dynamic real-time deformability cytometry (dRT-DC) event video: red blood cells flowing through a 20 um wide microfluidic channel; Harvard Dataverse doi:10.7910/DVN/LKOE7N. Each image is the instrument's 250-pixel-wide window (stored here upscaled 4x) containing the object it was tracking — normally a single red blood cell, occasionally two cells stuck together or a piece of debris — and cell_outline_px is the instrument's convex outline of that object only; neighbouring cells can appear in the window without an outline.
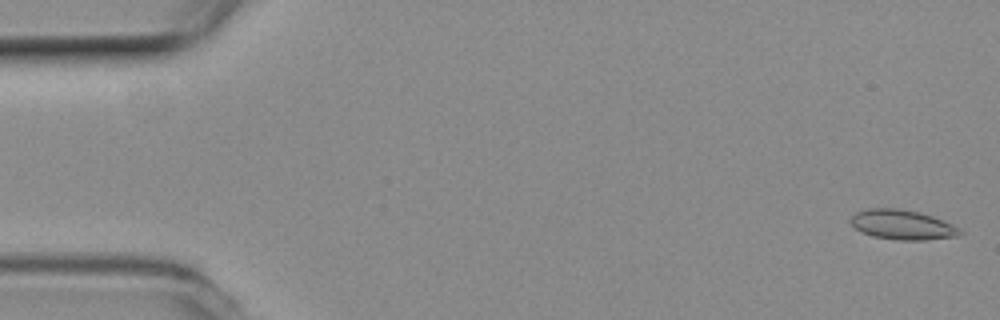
{"species": "common noctule bat (a hibernating species)", "species_latin": "Nyctalus noctula", "temperature_condition": "room temperature", "stored_images_in_passage": 54, "camera_frame_rate_fps": 3000, "um_per_image_px": 0.085, "animal": {"sex": "female", "body_mass_g": 19.3, "forearm_length_mm": 54.1}, "frame": {"image": 1, "passage_image": 2, "time_ms": 0.333, "image_size_px": [1000, 320], "cell_outline_px": [[964, 232], [956, 236], [924, 240], [896, 240], [872, 236], [860, 232], [852, 224], [852, 216], [856, 212], [868, 208], [896, 208], [920, 212], [932, 216], [952, 224], [960, 228]], "centroid_in_image_um": [76.7, 19.1], "position_along_channel_um": 8.3, "area_um2": 18.9}}
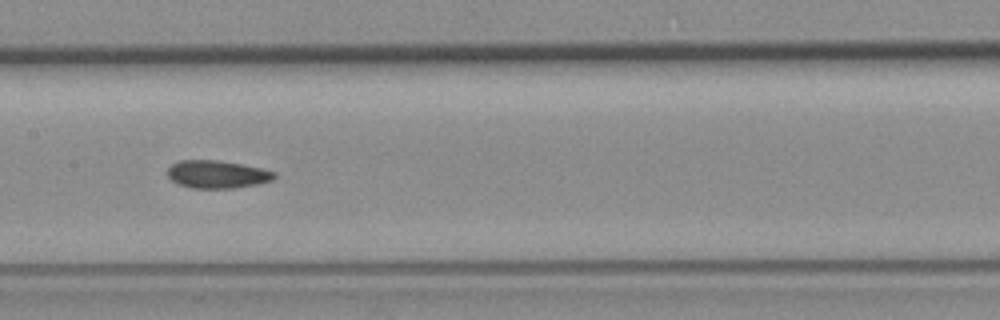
{"frame": {"image": 2, "passage_image": 27, "time_ms": 8.667, "image_size_px": [1000, 320], "cell_outline_px": [[276, 176], [272, 180], [260, 184], [232, 188], [192, 188], [180, 184], [172, 180], [168, 176], [168, 168], [172, 164], [180, 160], [216, 160], [240, 164], [260, 168], [276, 172]], "centroid_in_image_um": [18.47, 14.82], "position_along_channel_um": 188.9, "area_um2": 17.17}}
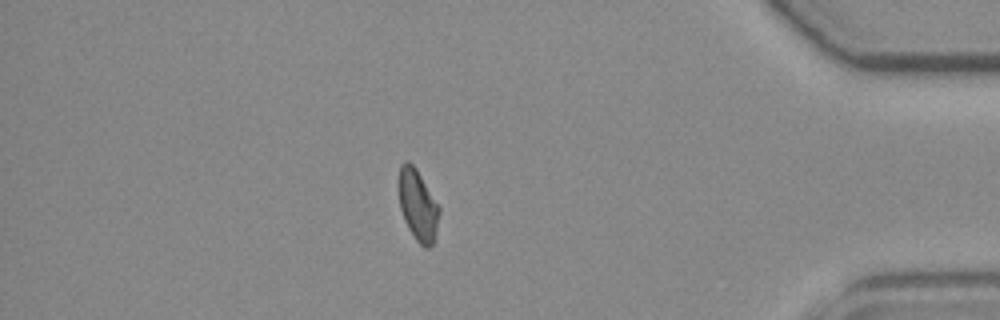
{"frame": {"image": 3, "passage_image": 47, "time_ms": 15.333, "image_size_px": [1000, 320], "cell_outline_px": [[440, 212], [432, 244], [428, 248], [424, 248], [416, 240], [408, 228], [404, 220], [400, 208], [396, 184], [400, 164], [404, 160], [408, 160], [416, 168], [440, 208]], "centroid_in_image_um": [35.45, 17.38], "position_along_channel_um": 399.7, "area_um2": 16.99}, "authors_computed_cell_mechanics": {"area_um2": 17.5423, "velocity_mm_per_s": 3.8063, "shape_relaxation_time_tau1_ms": 8.5624, "shape_relaxation_time_tau2_ms": 2.4824, "deformation_change_tau1": 0.1452, "deformation_change_tau2": 0.0769}}